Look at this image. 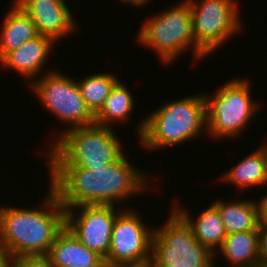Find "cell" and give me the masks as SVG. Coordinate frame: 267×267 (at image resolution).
<instances>
[{
    "instance_id": "7a4b0ae2",
    "label": "cell",
    "mask_w": 267,
    "mask_h": 267,
    "mask_svg": "<svg viewBox=\"0 0 267 267\" xmlns=\"http://www.w3.org/2000/svg\"><path fill=\"white\" fill-rule=\"evenodd\" d=\"M40 209L0 206V251L13 257L46 255L65 227V208L51 187Z\"/></svg>"
},
{
    "instance_id": "44dd1931",
    "label": "cell",
    "mask_w": 267,
    "mask_h": 267,
    "mask_svg": "<svg viewBox=\"0 0 267 267\" xmlns=\"http://www.w3.org/2000/svg\"><path fill=\"white\" fill-rule=\"evenodd\" d=\"M119 80L114 74L96 73L86 76L84 80L77 81L80 94L94 116L100 111L112 88Z\"/></svg>"
},
{
    "instance_id": "d6986e66",
    "label": "cell",
    "mask_w": 267,
    "mask_h": 267,
    "mask_svg": "<svg viewBox=\"0 0 267 267\" xmlns=\"http://www.w3.org/2000/svg\"><path fill=\"white\" fill-rule=\"evenodd\" d=\"M237 188L244 190L251 187L266 185L265 146H260L254 152L244 157L237 165L228 170L222 177Z\"/></svg>"
},
{
    "instance_id": "8992f818",
    "label": "cell",
    "mask_w": 267,
    "mask_h": 267,
    "mask_svg": "<svg viewBox=\"0 0 267 267\" xmlns=\"http://www.w3.org/2000/svg\"><path fill=\"white\" fill-rule=\"evenodd\" d=\"M166 224L154 228L149 267H215V253L202 245L172 208Z\"/></svg>"
},
{
    "instance_id": "484cf974",
    "label": "cell",
    "mask_w": 267,
    "mask_h": 267,
    "mask_svg": "<svg viewBox=\"0 0 267 267\" xmlns=\"http://www.w3.org/2000/svg\"><path fill=\"white\" fill-rule=\"evenodd\" d=\"M149 1L151 0H122V2H126L127 4L130 3V5H134V6H145L147 3H149Z\"/></svg>"
},
{
    "instance_id": "3957f363",
    "label": "cell",
    "mask_w": 267,
    "mask_h": 267,
    "mask_svg": "<svg viewBox=\"0 0 267 267\" xmlns=\"http://www.w3.org/2000/svg\"><path fill=\"white\" fill-rule=\"evenodd\" d=\"M146 118L136 128L145 149L167 148L195 139L207 130L204 95L172 100Z\"/></svg>"
},
{
    "instance_id": "5bb4252c",
    "label": "cell",
    "mask_w": 267,
    "mask_h": 267,
    "mask_svg": "<svg viewBox=\"0 0 267 267\" xmlns=\"http://www.w3.org/2000/svg\"><path fill=\"white\" fill-rule=\"evenodd\" d=\"M46 256L54 267H103L104 259L82 244L65 226Z\"/></svg>"
},
{
    "instance_id": "30bf717a",
    "label": "cell",
    "mask_w": 267,
    "mask_h": 267,
    "mask_svg": "<svg viewBox=\"0 0 267 267\" xmlns=\"http://www.w3.org/2000/svg\"><path fill=\"white\" fill-rule=\"evenodd\" d=\"M142 221L133 209H121L112 228L111 245L104 260L106 265L150 266L154 229H148Z\"/></svg>"
},
{
    "instance_id": "6da1fadb",
    "label": "cell",
    "mask_w": 267,
    "mask_h": 267,
    "mask_svg": "<svg viewBox=\"0 0 267 267\" xmlns=\"http://www.w3.org/2000/svg\"><path fill=\"white\" fill-rule=\"evenodd\" d=\"M125 153L114 163L98 167H48L50 187L67 208L115 205L146 190L147 175L136 169Z\"/></svg>"
},
{
    "instance_id": "e0dca14e",
    "label": "cell",
    "mask_w": 267,
    "mask_h": 267,
    "mask_svg": "<svg viewBox=\"0 0 267 267\" xmlns=\"http://www.w3.org/2000/svg\"><path fill=\"white\" fill-rule=\"evenodd\" d=\"M257 203L253 200H237L225 202L219 200L213 202L218 209L224 229L228 234L235 232H245L258 230V210Z\"/></svg>"
},
{
    "instance_id": "52a82bcc",
    "label": "cell",
    "mask_w": 267,
    "mask_h": 267,
    "mask_svg": "<svg viewBox=\"0 0 267 267\" xmlns=\"http://www.w3.org/2000/svg\"><path fill=\"white\" fill-rule=\"evenodd\" d=\"M250 84L246 79H233L212 97L203 94L206 102V131L212 138L237 137L254 118L259 105L251 99Z\"/></svg>"
},
{
    "instance_id": "4fadbf2b",
    "label": "cell",
    "mask_w": 267,
    "mask_h": 267,
    "mask_svg": "<svg viewBox=\"0 0 267 267\" xmlns=\"http://www.w3.org/2000/svg\"><path fill=\"white\" fill-rule=\"evenodd\" d=\"M55 42L49 37L38 35L35 38L26 41L17 49L8 52L1 60L0 64L2 67L7 69H13L20 76L29 79L31 84L32 79L43 69L45 61L49 57V52L53 47ZM48 55V56H47Z\"/></svg>"
},
{
    "instance_id": "83f0119b",
    "label": "cell",
    "mask_w": 267,
    "mask_h": 267,
    "mask_svg": "<svg viewBox=\"0 0 267 267\" xmlns=\"http://www.w3.org/2000/svg\"><path fill=\"white\" fill-rule=\"evenodd\" d=\"M257 267H267V261H260Z\"/></svg>"
},
{
    "instance_id": "9a60e30c",
    "label": "cell",
    "mask_w": 267,
    "mask_h": 267,
    "mask_svg": "<svg viewBox=\"0 0 267 267\" xmlns=\"http://www.w3.org/2000/svg\"><path fill=\"white\" fill-rule=\"evenodd\" d=\"M176 206H173V209L191 227L195 238L213 253H215L214 251L217 252V248L222 245L227 236L218 209L212 204L206 210H203L196 220H193L185 208Z\"/></svg>"
},
{
    "instance_id": "4316f807",
    "label": "cell",
    "mask_w": 267,
    "mask_h": 267,
    "mask_svg": "<svg viewBox=\"0 0 267 267\" xmlns=\"http://www.w3.org/2000/svg\"><path fill=\"white\" fill-rule=\"evenodd\" d=\"M266 184H267V144L265 145Z\"/></svg>"
},
{
    "instance_id": "ffe728a7",
    "label": "cell",
    "mask_w": 267,
    "mask_h": 267,
    "mask_svg": "<svg viewBox=\"0 0 267 267\" xmlns=\"http://www.w3.org/2000/svg\"><path fill=\"white\" fill-rule=\"evenodd\" d=\"M134 96L120 80L112 88L100 111L94 116L95 124L112 127V123L125 122L134 110Z\"/></svg>"
},
{
    "instance_id": "5b68a950",
    "label": "cell",
    "mask_w": 267,
    "mask_h": 267,
    "mask_svg": "<svg viewBox=\"0 0 267 267\" xmlns=\"http://www.w3.org/2000/svg\"><path fill=\"white\" fill-rule=\"evenodd\" d=\"M137 37L141 45L154 49L165 65L176 60V57L187 51L190 46L193 48L195 59L207 57L195 43L191 9L187 0L148 18Z\"/></svg>"
},
{
    "instance_id": "603a6c76",
    "label": "cell",
    "mask_w": 267,
    "mask_h": 267,
    "mask_svg": "<svg viewBox=\"0 0 267 267\" xmlns=\"http://www.w3.org/2000/svg\"><path fill=\"white\" fill-rule=\"evenodd\" d=\"M259 261H267V226L258 227Z\"/></svg>"
},
{
    "instance_id": "9c48e42d",
    "label": "cell",
    "mask_w": 267,
    "mask_h": 267,
    "mask_svg": "<svg viewBox=\"0 0 267 267\" xmlns=\"http://www.w3.org/2000/svg\"><path fill=\"white\" fill-rule=\"evenodd\" d=\"M187 1L191 9L195 43L206 55L225 43L228 37L241 32L243 26L234 0Z\"/></svg>"
},
{
    "instance_id": "ac0fdd59",
    "label": "cell",
    "mask_w": 267,
    "mask_h": 267,
    "mask_svg": "<svg viewBox=\"0 0 267 267\" xmlns=\"http://www.w3.org/2000/svg\"><path fill=\"white\" fill-rule=\"evenodd\" d=\"M258 245V230H250L228 234L218 249L235 267H257Z\"/></svg>"
},
{
    "instance_id": "277c9868",
    "label": "cell",
    "mask_w": 267,
    "mask_h": 267,
    "mask_svg": "<svg viewBox=\"0 0 267 267\" xmlns=\"http://www.w3.org/2000/svg\"><path fill=\"white\" fill-rule=\"evenodd\" d=\"M112 127L98 124L64 129L53 140L47 163L49 167H98L116 162L123 147Z\"/></svg>"
},
{
    "instance_id": "ba28073f",
    "label": "cell",
    "mask_w": 267,
    "mask_h": 267,
    "mask_svg": "<svg viewBox=\"0 0 267 267\" xmlns=\"http://www.w3.org/2000/svg\"><path fill=\"white\" fill-rule=\"evenodd\" d=\"M38 78V79H37ZM29 84L35 96L54 116L64 124L70 123L72 128L94 124V115L87 108L77 80L58 71H48Z\"/></svg>"
},
{
    "instance_id": "8fae6325",
    "label": "cell",
    "mask_w": 267,
    "mask_h": 267,
    "mask_svg": "<svg viewBox=\"0 0 267 267\" xmlns=\"http://www.w3.org/2000/svg\"><path fill=\"white\" fill-rule=\"evenodd\" d=\"M115 205H80L65 210V226L87 248L104 260L112 238V228L119 211ZM80 210L75 214V209ZM80 213V214H79Z\"/></svg>"
},
{
    "instance_id": "7c38bea8",
    "label": "cell",
    "mask_w": 267,
    "mask_h": 267,
    "mask_svg": "<svg viewBox=\"0 0 267 267\" xmlns=\"http://www.w3.org/2000/svg\"><path fill=\"white\" fill-rule=\"evenodd\" d=\"M14 3L32 18L40 35L55 43L75 31V19L64 0H15Z\"/></svg>"
},
{
    "instance_id": "cb8c5ba5",
    "label": "cell",
    "mask_w": 267,
    "mask_h": 267,
    "mask_svg": "<svg viewBox=\"0 0 267 267\" xmlns=\"http://www.w3.org/2000/svg\"><path fill=\"white\" fill-rule=\"evenodd\" d=\"M256 203H258L256 205L258 210L259 226H267V194Z\"/></svg>"
},
{
    "instance_id": "2e32d148",
    "label": "cell",
    "mask_w": 267,
    "mask_h": 267,
    "mask_svg": "<svg viewBox=\"0 0 267 267\" xmlns=\"http://www.w3.org/2000/svg\"><path fill=\"white\" fill-rule=\"evenodd\" d=\"M4 18L0 33V60L28 40L39 35L32 18L14 2Z\"/></svg>"
},
{
    "instance_id": "7402d4cb",
    "label": "cell",
    "mask_w": 267,
    "mask_h": 267,
    "mask_svg": "<svg viewBox=\"0 0 267 267\" xmlns=\"http://www.w3.org/2000/svg\"><path fill=\"white\" fill-rule=\"evenodd\" d=\"M15 267H54L46 255L17 256Z\"/></svg>"
},
{
    "instance_id": "f1b7e54d",
    "label": "cell",
    "mask_w": 267,
    "mask_h": 267,
    "mask_svg": "<svg viewBox=\"0 0 267 267\" xmlns=\"http://www.w3.org/2000/svg\"><path fill=\"white\" fill-rule=\"evenodd\" d=\"M103 267H133V266H111V265H104Z\"/></svg>"
},
{
    "instance_id": "d4e9b609",
    "label": "cell",
    "mask_w": 267,
    "mask_h": 267,
    "mask_svg": "<svg viewBox=\"0 0 267 267\" xmlns=\"http://www.w3.org/2000/svg\"><path fill=\"white\" fill-rule=\"evenodd\" d=\"M0 267H15V257L7 252L0 251Z\"/></svg>"
}]
</instances>
